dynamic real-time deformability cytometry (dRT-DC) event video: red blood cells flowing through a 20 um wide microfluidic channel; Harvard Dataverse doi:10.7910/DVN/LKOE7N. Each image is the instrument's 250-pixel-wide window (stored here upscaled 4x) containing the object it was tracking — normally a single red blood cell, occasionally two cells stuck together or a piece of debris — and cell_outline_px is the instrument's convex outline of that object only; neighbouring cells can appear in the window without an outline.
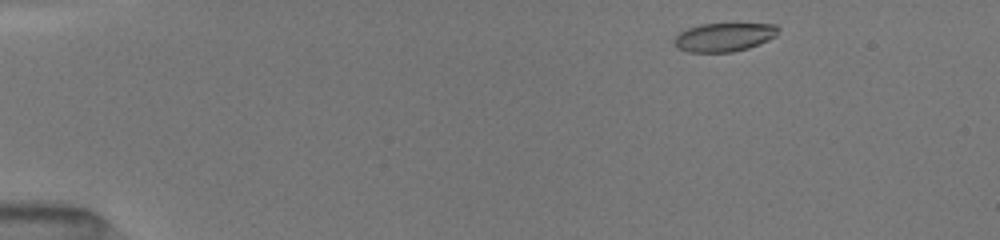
{"species": "common noctule bat (a hibernating species)", "species_latin": "Nyctalus noctula", "temperature_condition": "room temperature", "stored_images_in_passage": 30, "camera_frame_rate_fps": 3000, "um_per_image_px": 0.085, "animal": {"sex": "female", "body_mass_g": 19.5, "forearm_length_mm": 54.1}, "frame": {"image": 1, "passage_image": 2, "time_ms": 0.333, "image_size_px": [1000, 240], "cell_outline_px": [[780, 28], [776, 36], [760, 44], [748, 48], [732, 52], [688, 52], [676, 48], [672, 40], [680, 32], [688, 28], [700, 24], [776, 24]], "centroid_in_image_um": [61.54, 3.16], "position_along_channel_um": 23.5, "area_um2": 17.46}}
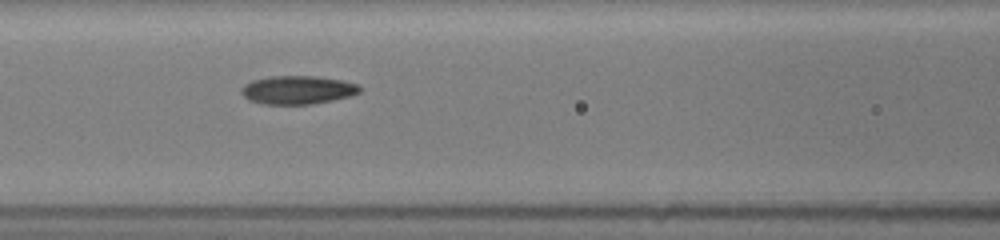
{"frame": {"image": 2, "passage_image": 16, "time_ms": 5.667, "image_size_px": [1000, 240], "cell_outline_px": [[360, 92], [352, 96], [312, 104], [260, 104], [248, 100], [240, 92], [240, 88], [244, 84], [252, 80], [268, 76], [316, 76], [344, 80], [360, 84]], "centroid_in_image_um": [25.29, 7.64], "position_along_channel_um": 141.3, "area_um2": 19.94}}
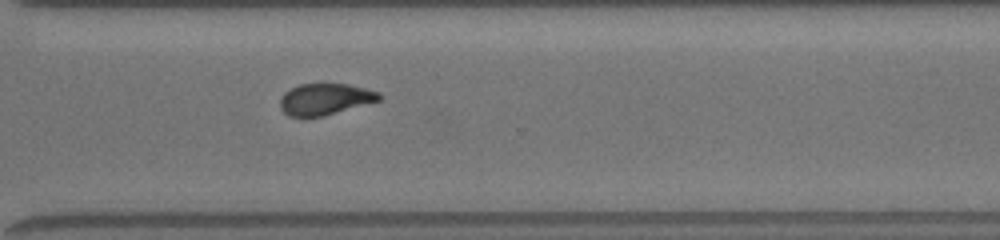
{"frame": {"image": 3, "passage_image": 30, "time_ms": 10.667, "image_size_px": [1000, 240], "cell_outline_px": [[380, 100], [324, 116], [288, 116], [280, 108], [280, 96], [284, 92], [300, 84], [320, 80], [348, 84], [380, 92]], "centroid_in_image_um": [27.6, 8.37], "position_along_channel_um": 343.0, "area_um2": 18.67}}